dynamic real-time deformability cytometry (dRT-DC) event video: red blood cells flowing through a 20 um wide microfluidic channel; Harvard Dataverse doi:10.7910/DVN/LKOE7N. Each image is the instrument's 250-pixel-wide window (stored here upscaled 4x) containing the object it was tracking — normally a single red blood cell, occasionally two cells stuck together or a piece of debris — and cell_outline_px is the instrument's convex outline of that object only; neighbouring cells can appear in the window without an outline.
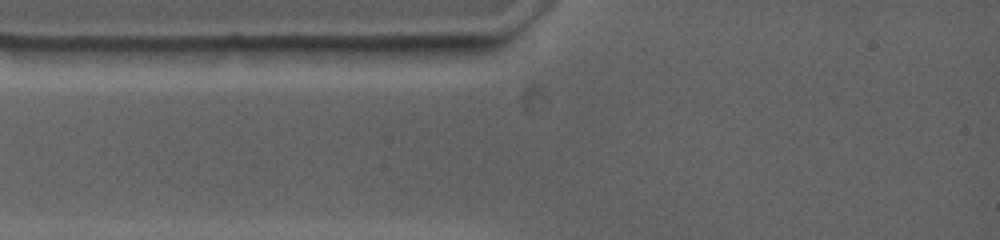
{"species": "common noctule bat (a hibernating species)", "species_latin": "Nyctalus noctula", "temperature_condition": "warm", "stored_images_in_passage": 1, "camera_frame_rate_fps": 4500, "um_per_image_px": 0.085, "animal": {"sex": "female", "body_mass_g": 19.0, "forearm_length_mm": 53.3}, "frame": {"image": 1, "passage_image": 1, "time_ms": 0.0, "image_size_px": [1000, 240], "cell_outline_px": [[416, 48], [396, 56], [276, 64], [268, 48], [288, 44], [400, 44]], "centroid_in_image_um": [28.37, 4.42], "position_along_channel_um": 56.6, "area_um2": 15.2}}